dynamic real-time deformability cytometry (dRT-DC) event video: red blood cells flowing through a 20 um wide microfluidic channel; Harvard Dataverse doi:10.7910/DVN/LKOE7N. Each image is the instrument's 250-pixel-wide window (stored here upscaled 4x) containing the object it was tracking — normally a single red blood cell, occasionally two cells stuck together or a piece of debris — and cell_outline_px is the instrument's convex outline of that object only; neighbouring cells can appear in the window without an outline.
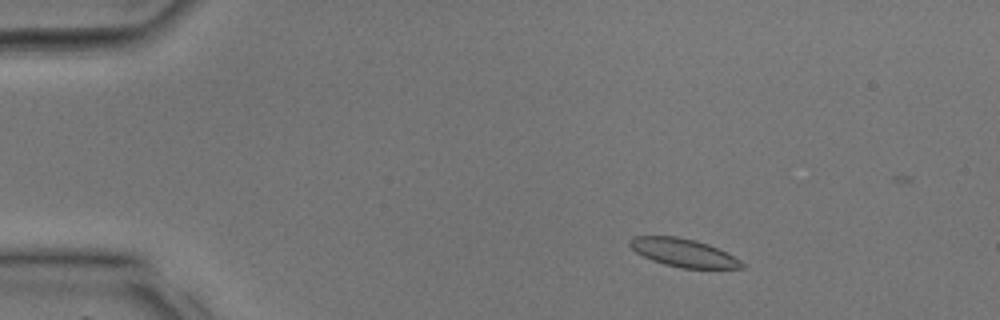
{"species": "common noctule bat (a hibernating species)", "species_latin": "Nyctalus noctula", "temperature_condition": "room temperature", "stored_images_in_passage": 33, "camera_frame_rate_fps": 3000, "um_per_image_px": 0.085, "animal": {"sex": "male", "body_mass_g": 17.9, "forearm_length_mm": 54.2}, "frame": {"image": 1, "passage_image": 4, "time_ms": 1.0, "image_size_px": [1000, 320], "cell_outline_px": [[744, 268], [680, 268], [664, 264], [652, 260], [636, 252], [628, 244], [628, 240], [636, 236], [676, 236], [696, 240], [708, 244], [740, 260], [744, 264]], "centroid_in_image_um": [58.05, 21.47], "position_along_channel_um": 26.9, "area_um2": 18.15}}
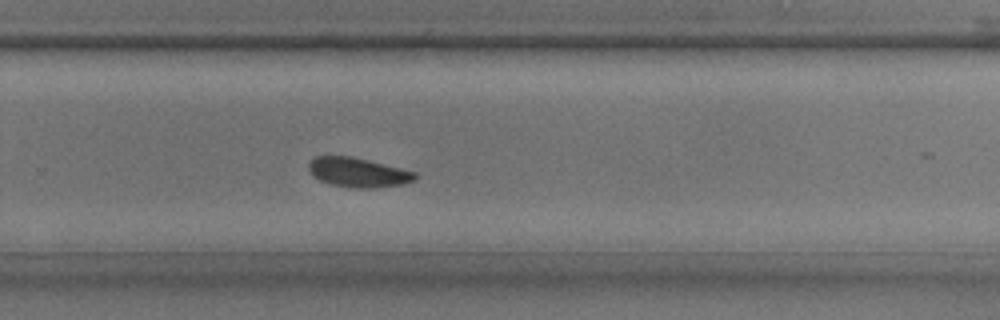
{"frame": {"image": 2, "passage_image": 22, "time_ms": 7.0, "image_size_px": [1000, 320], "cell_outline_px": [[416, 180], [400, 184], [376, 188], [356, 188], [332, 184], [320, 180], [312, 176], [308, 168], [308, 164], [316, 156], [352, 156], [416, 172]], "centroid_in_image_um": [30.42, 14.65], "position_along_channel_um": 299.4, "area_um2": 18.09}}
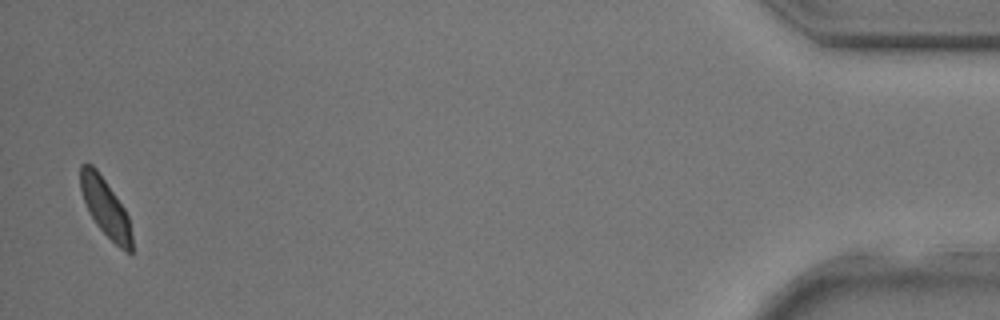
{"frame": {"image": 3, "passage_image": 33, "time_ms": 10.667, "image_size_px": [1000, 320], "cell_outline_px": [[132, 252], [128, 252], [120, 248], [96, 224], [84, 200], [80, 188], [80, 164], [92, 164], [96, 168], [124, 208], [128, 216], [132, 236]], "centroid_in_image_um": [8.96, 17.62], "position_along_channel_um": 426.2, "area_um2": 16.94}}